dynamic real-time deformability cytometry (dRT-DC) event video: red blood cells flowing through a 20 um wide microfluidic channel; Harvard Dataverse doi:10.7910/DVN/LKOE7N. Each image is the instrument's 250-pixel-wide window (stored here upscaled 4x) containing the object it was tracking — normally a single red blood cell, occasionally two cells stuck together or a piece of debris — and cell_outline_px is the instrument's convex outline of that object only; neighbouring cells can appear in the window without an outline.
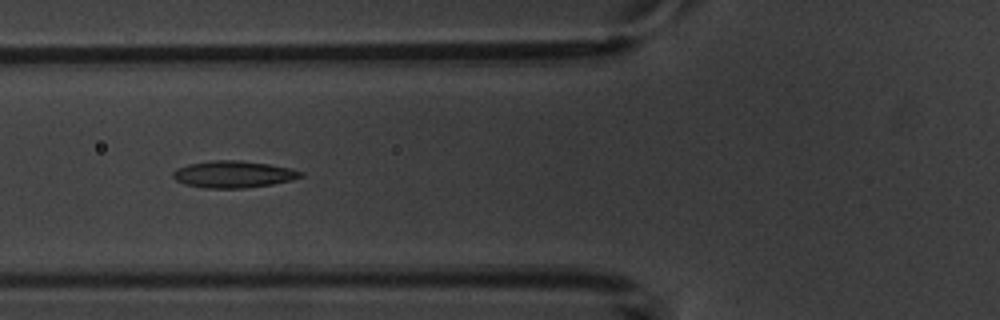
{"species": "common noctule bat (a hibernating species)", "species_latin": "Nyctalus noctula", "temperature_condition": "warm", "stored_images_in_passage": 7, "camera_frame_rate_fps": 3000, "um_per_image_px": 0.085, "animal": {"sex": "male", "body_mass_g": 20.1, "forearm_length_mm": 53.5}, "frame": {"image": 1, "passage_image": 3, "time_ms": 3.333, "image_size_px": [1000, 320], "cell_outline_px": [[304, 176], [292, 180], [272, 184], [244, 188], [204, 188], [184, 184], [176, 180], [172, 176], [172, 172], [176, 168], [188, 164], [212, 160], [240, 160], [268, 164], [292, 168], [304, 172]], "centroid_in_image_um": [19.84, 14.81], "position_along_channel_um": 106.0, "area_um2": 20.17}}
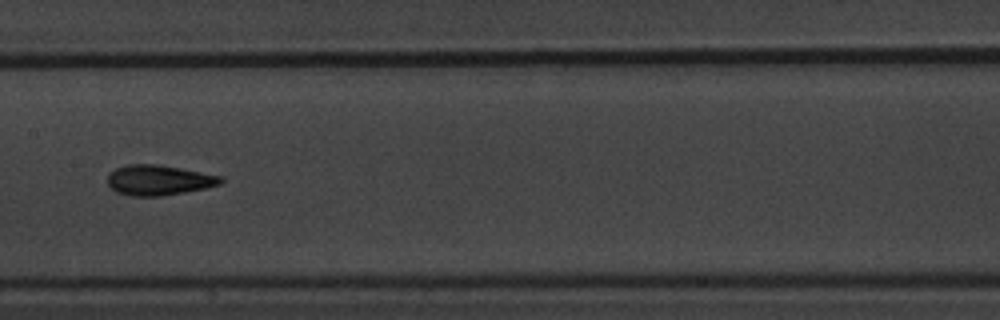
{"frame": {"image": 2, "passage_image": 5, "time_ms": 5.667, "image_size_px": [1000, 320], "cell_outline_px": [[224, 180], [220, 184], [204, 188], [184, 192], [160, 196], [132, 196], [116, 192], [108, 184], [108, 176], [116, 168], [128, 164], [156, 164], [180, 168], [224, 176]], "centroid_in_image_um": [13.51, 15.31], "position_along_channel_um": 193.9, "area_um2": 19.83}}
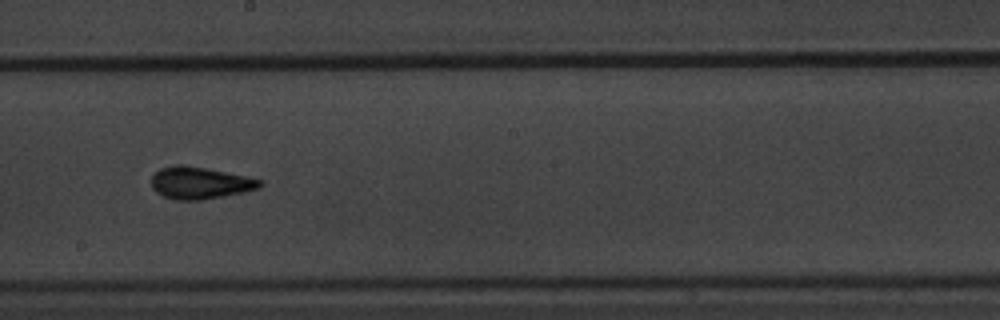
{"frame": {"image": 3, "passage_image": 6, "time_ms": 6.667, "image_size_px": [1000, 320], "cell_outline_px": [[264, 184], [260, 188], [200, 200], [180, 200], [164, 196], [156, 192], [152, 188], [152, 176], [160, 168], [176, 164], [184, 164], [264, 180]], "centroid_in_image_um": [16.98, 15.53], "position_along_channel_um": 231.2, "area_um2": 19.94}}